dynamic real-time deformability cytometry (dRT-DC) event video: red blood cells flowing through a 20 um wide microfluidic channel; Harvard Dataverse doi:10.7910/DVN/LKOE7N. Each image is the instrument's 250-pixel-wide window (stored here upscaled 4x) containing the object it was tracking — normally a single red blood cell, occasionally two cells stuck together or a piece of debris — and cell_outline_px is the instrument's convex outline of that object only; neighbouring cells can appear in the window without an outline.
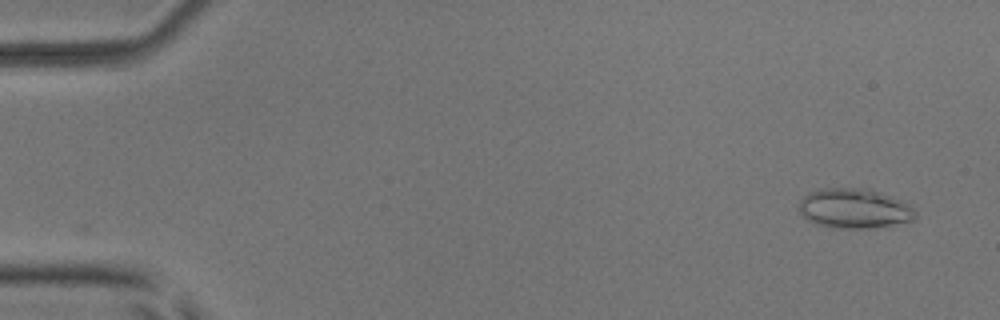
{"species": "common noctule bat (a hibernating species)", "species_latin": "Nyctalus noctula", "temperature_condition": "room temperature", "stored_images_in_passage": 5, "camera_frame_rate_fps": 3000, "um_per_image_px": 0.085, "animal": {"sex": "male", "body_mass_g": 17.9, "forearm_length_mm": 54.2}, "frame": {"image": 1, "passage_image": 1, "time_ms": 0.0, "image_size_px": [1000, 320], "cell_outline_px": [[916, 216], [912, 220], [872, 228], [832, 228], [816, 224], [808, 220], [800, 212], [800, 200], [804, 196], [812, 192], [824, 188], [872, 188], [892, 196], [908, 204], [916, 212]], "centroid_in_image_um": [72.62, 17.71], "position_along_channel_um": 12.4, "area_um2": 26.88}}